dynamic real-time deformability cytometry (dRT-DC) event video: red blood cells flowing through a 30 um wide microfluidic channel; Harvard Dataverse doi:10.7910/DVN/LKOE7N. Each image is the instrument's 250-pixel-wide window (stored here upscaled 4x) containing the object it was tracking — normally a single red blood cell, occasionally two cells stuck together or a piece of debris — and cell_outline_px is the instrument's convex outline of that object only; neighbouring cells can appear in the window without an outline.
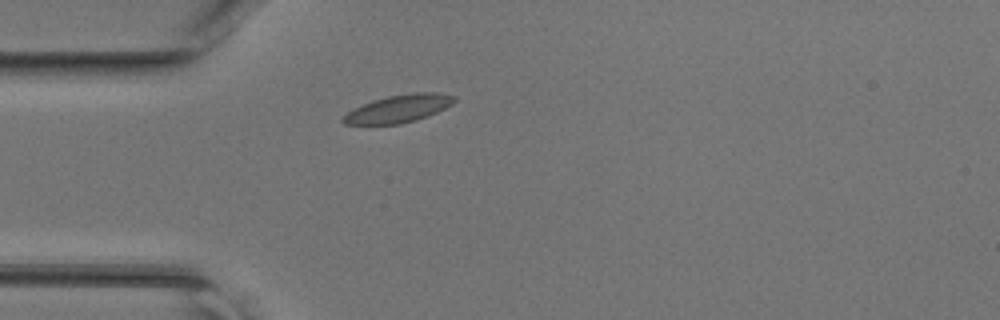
{"species": "common noctule bat (a hibernating species)", "species_latin": "Nyctalus noctula", "temperature_condition": "room temperature", "stored_images_in_passage": 34, "camera_frame_rate_fps": 3000, "um_per_image_px": 0.085, "animal": {"sex": "female", "body_mass_g": 17.0, "forearm_length_mm": 48.0}, "frame": {"image": 1, "passage_image": 1, "time_ms": 0.0, "image_size_px": [1000, 320], "cell_outline_px": [[456, 100], [452, 104], [428, 116], [416, 120], [400, 124], [344, 124], [340, 120], [352, 108], [372, 100], [388, 96], [412, 92], [436, 92], [456, 96]], "centroid_in_image_um": [33.87, 9.22], "position_along_channel_um": 51.1, "area_um2": 17.98}}
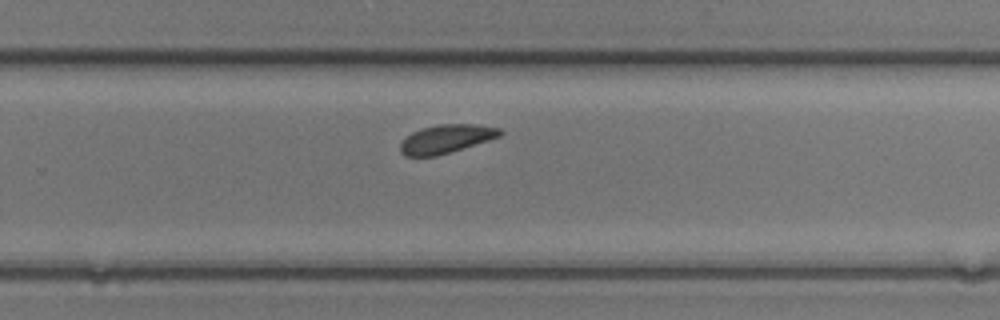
{"frame": {"image": 2, "passage_image": 18, "time_ms": 5.667, "image_size_px": [1000, 320], "cell_outline_px": [[504, 132], [500, 136], [488, 140], [436, 156], [404, 156], [400, 152], [400, 144], [412, 132], [420, 128], [440, 124], [476, 124], [500, 128]], "centroid_in_image_um": [37.92, 11.79], "position_along_channel_um": 291.9, "area_um2": 16.42}}
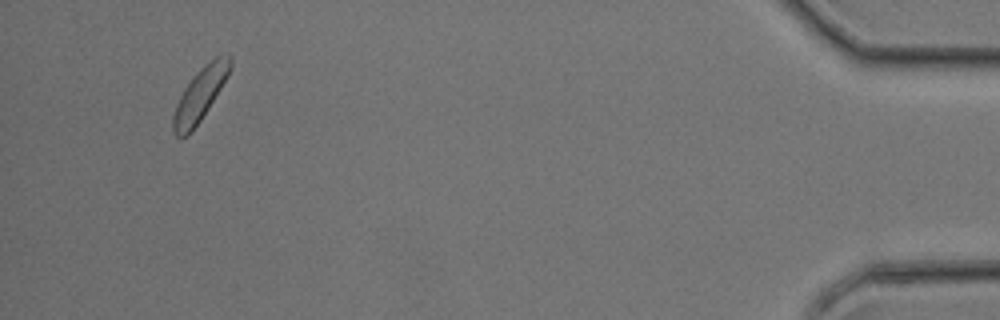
{"frame": {"image": 3, "passage_image": 32, "time_ms": 10.333, "image_size_px": [1000, 320], "cell_outline_px": [[232, 68], [228, 76], [200, 120], [188, 136], [180, 140], [172, 132], [172, 116], [176, 104], [184, 88], [216, 56], [228, 52], [232, 56]], "centroid_in_image_um": [17.0, 8.09], "position_along_channel_um": 418.2, "area_um2": 17.22}}